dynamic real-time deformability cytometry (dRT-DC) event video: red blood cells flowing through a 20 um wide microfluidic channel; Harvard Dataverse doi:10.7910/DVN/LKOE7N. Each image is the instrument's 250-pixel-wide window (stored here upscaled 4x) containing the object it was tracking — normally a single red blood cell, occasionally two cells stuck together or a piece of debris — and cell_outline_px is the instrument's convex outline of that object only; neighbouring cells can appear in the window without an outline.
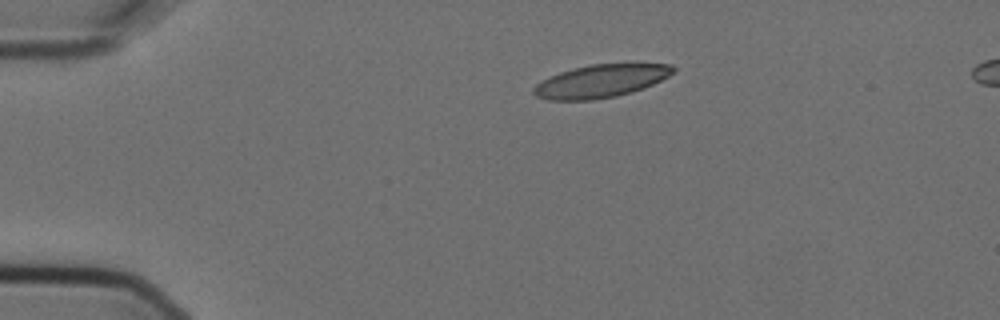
{"species": "Egyptian fruit bat (a non-hibernating species)", "species_latin": "Rousettus aegyptiacus", "temperature_condition": "cold", "stored_images_in_passage": 9, "camera_frame_rate_fps": 3000, "um_per_image_px": 0.085, "animal": {"sex": "female"}, "frame": {"image": 1, "passage_image": 3, "time_ms": 0.667, "image_size_px": [1000, 320], "cell_outline_px": [[676, 68], [668, 76], [652, 84], [616, 96], [592, 100], [548, 100], [536, 96], [532, 92], [532, 88], [536, 84], [560, 72], [572, 68], [592, 64], [672, 64]], "centroid_in_image_um": [51.02, 6.89], "position_along_channel_um": 34.0, "area_um2": 26.3}}
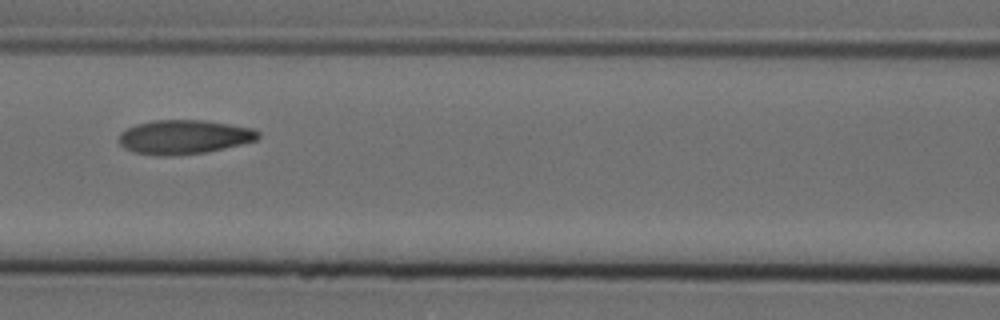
{"frame": {"image": 2, "passage_image": 7, "time_ms": 2.0, "image_size_px": [1000, 320], "cell_outline_px": [[260, 136], [256, 140], [224, 148], [204, 152], [172, 156], [156, 156], [136, 152], [124, 148], [120, 144], [120, 132], [136, 124], [152, 120], [204, 120], [252, 128], [260, 132]], "centroid_in_image_um": [15.63, 11.64], "position_along_channel_um": 151.0, "area_um2": 27.57}}
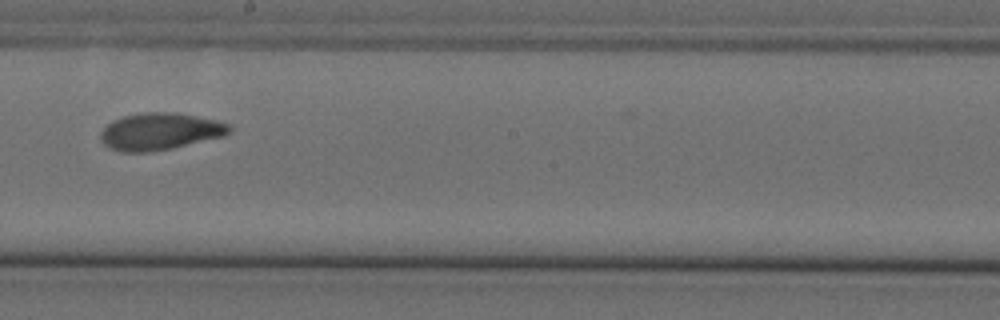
{"frame": {"image": 3, "passage_image": 9, "time_ms": 2.667, "image_size_px": [1000, 320], "cell_outline_px": [[232, 132], [224, 136], [172, 148], [148, 152], [124, 152], [112, 148], [104, 144], [100, 140], [100, 132], [112, 120], [124, 116], [144, 112], [176, 112], [216, 120], [228, 124], [232, 128]], "centroid_in_image_um": [13.61, 11.17], "position_along_channel_um": 234.6, "area_um2": 27.74}}